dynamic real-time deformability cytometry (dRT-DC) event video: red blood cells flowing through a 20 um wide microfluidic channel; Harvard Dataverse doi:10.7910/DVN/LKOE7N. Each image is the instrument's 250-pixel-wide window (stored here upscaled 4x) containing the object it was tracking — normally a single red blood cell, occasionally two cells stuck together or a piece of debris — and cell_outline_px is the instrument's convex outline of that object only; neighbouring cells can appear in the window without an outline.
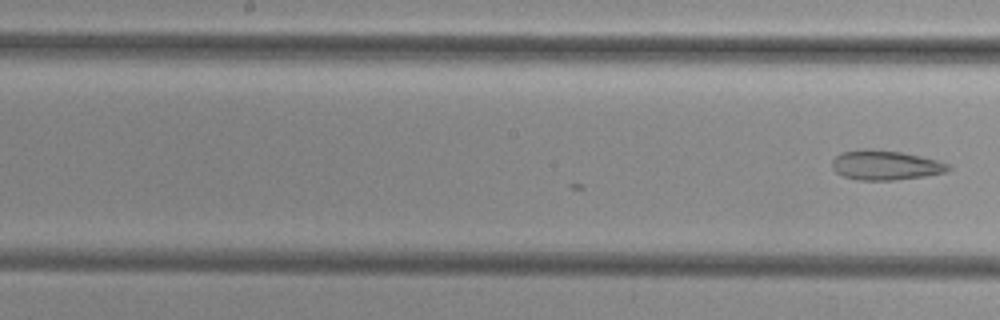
{"species": "common noctule bat (a hibernating species)", "species_latin": "Nyctalus noctula", "temperature_condition": "cold", "stored_images_in_passage": 23, "camera_frame_rate_fps": 3000, "um_per_image_px": 0.085, "animal": {"sex": "female", "body_mass_g": 29.2, "forearm_length_mm": 56.3}, "frame": {"image": 1, "passage_image": 23, "time_ms": 7.333, "image_size_px": [1000, 320], "cell_outline_px": [[952, 168], [944, 172], [924, 176], [896, 180], [856, 180], [844, 176], [836, 172], [832, 168], [832, 160], [840, 152], [860, 148], [872, 148], [900, 152], [920, 156], [952, 164]], "centroid_in_image_um": [75.23, 14.02], "position_along_channel_um": 173.0, "area_um2": 20.29}}